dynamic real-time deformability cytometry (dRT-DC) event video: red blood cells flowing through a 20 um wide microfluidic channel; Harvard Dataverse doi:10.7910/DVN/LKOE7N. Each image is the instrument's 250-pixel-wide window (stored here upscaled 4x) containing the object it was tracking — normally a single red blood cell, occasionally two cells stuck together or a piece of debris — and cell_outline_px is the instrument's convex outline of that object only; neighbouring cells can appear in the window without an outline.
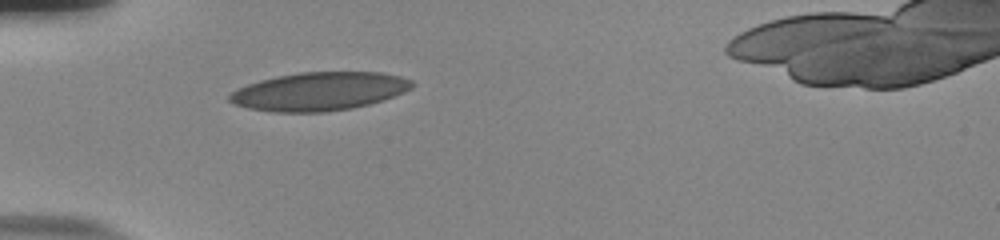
{"species": "human", "species_latin": "Homo sapiens", "temperature_condition": "room temperature", "stored_images_in_passage": 38, "camera_frame_rate_fps": 3000, "um_per_image_px": 0.085, "donor": {"sex": "male"}, "frame": {"image": 1, "passage_image": 1, "time_ms": 0.0, "image_size_px": [1000, 240], "cell_outline_px": [[416, 84], [412, 88], [404, 92], [384, 100], [352, 108], [324, 112], [276, 112], [248, 108], [236, 104], [228, 100], [228, 96], [236, 88], [260, 80], [276, 76], [300, 72], [380, 72], [400, 76], [412, 80]], "centroid_in_image_um": [27.15, 7.76], "position_along_channel_um": 57.8, "area_um2": 40.86}}
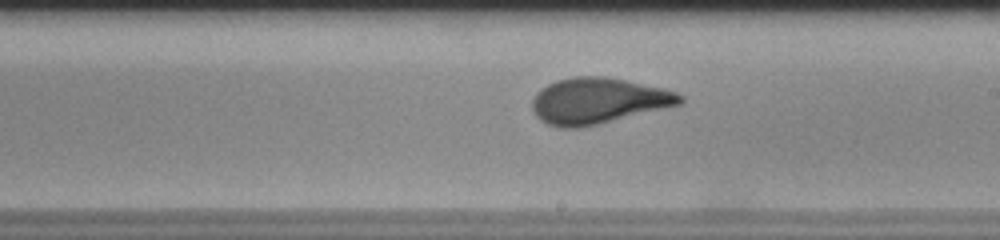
{"frame": {"image": 2, "passage_image": 16, "time_ms": 5.0, "image_size_px": [1000, 240], "cell_outline_px": [[684, 100], [680, 104], [580, 128], [560, 128], [548, 124], [540, 120], [536, 116], [532, 108], [532, 100], [536, 92], [540, 88], [556, 80], [576, 76], [604, 76], [664, 88], [676, 92], [684, 96]], "centroid_in_image_um": [50.8, 8.56], "position_along_channel_um": 238.2, "area_um2": 39.36}}
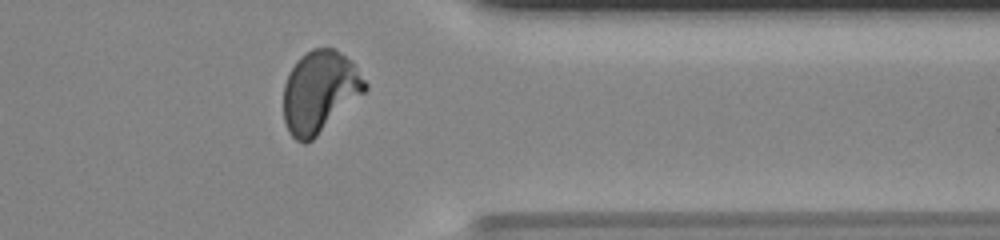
{"frame": {"image": 3, "passage_image": 28, "time_ms": 9.0, "image_size_px": [1000, 240], "cell_outline_px": [[368, 88], [364, 92], [312, 140], [304, 144], [296, 140], [288, 132], [284, 120], [284, 84], [296, 60], [300, 56], [312, 48], [332, 48], [340, 52], [352, 64], [368, 84]], "centroid_in_image_um": [27.14, 7.81], "position_along_channel_um": 384.3, "area_um2": 38.26}, "authors_computed_cell_mechanics": {"area_um2": 38.3792, "velocity_mm_per_s": 3.7954, "shape_relaxation_time_tau1_ms": 8.7026, "shape_relaxation_time_tau2_ms": null, "deformation_change_tau1": 0.2499, "deformation_change_tau2": null}}